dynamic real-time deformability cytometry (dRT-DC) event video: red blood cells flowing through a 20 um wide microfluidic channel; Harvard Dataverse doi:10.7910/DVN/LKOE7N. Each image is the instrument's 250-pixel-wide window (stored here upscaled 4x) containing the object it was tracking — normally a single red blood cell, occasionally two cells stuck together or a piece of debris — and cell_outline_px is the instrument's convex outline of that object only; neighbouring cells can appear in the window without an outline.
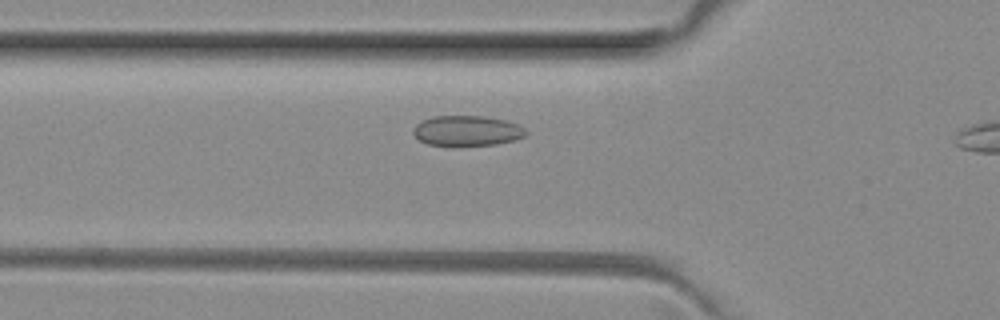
{"species": "common noctule bat (a hibernating species)", "species_latin": "Nyctalus noctula", "temperature_condition": "room temperature", "stored_images_in_passage": 28, "camera_frame_rate_fps": 3000, "um_per_image_px": 0.085, "animal": {"sex": "female", "body_mass_g": 29.2, "forearm_length_mm": 56.3}, "frame": {"image": 1, "passage_image": 4, "time_ms": 1.0, "image_size_px": [1000, 320], "cell_outline_px": [[528, 132], [524, 136], [516, 140], [496, 144], [456, 148], [428, 144], [420, 140], [412, 132], [412, 128], [416, 124], [432, 116], [484, 116], [508, 120], [520, 124]], "centroid_in_image_um": [39.72, 11.14], "position_along_channel_um": 86.1, "area_um2": 20.63}}
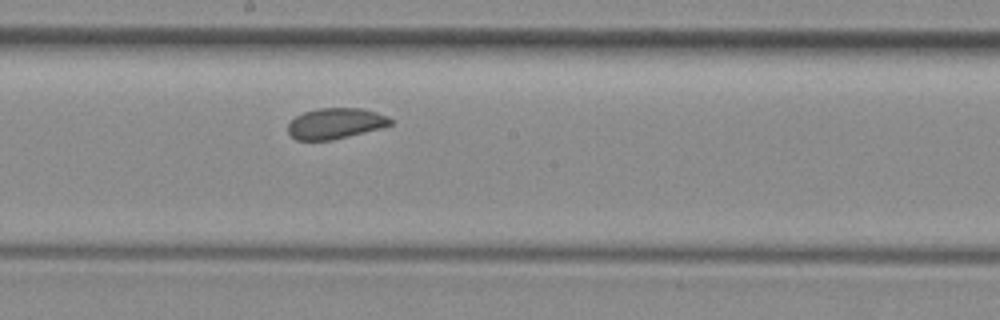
{"frame": {"image": 2, "passage_image": 14, "time_ms": 4.333, "image_size_px": [1000, 320], "cell_outline_px": [[392, 124], [380, 128], [332, 140], [296, 140], [288, 132], [288, 124], [296, 116], [304, 112], [316, 108], [360, 108], [376, 112], [388, 116], [392, 120]], "centroid_in_image_um": [28.5, 10.48], "position_along_channel_um": 219.7, "area_um2": 18.26}}
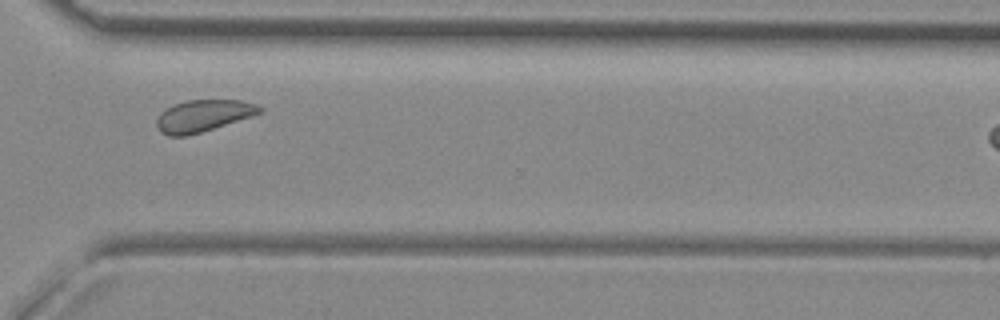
{"frame": {"image": 3, "passage_image": 24, "time_ms": 7.667, "image_size_px": [1000, 320], "cell_outline_px": [[264, 112], [252, 116], [188, 136], [168, 136], [160, 132], [156, 124], [156, 120], [160, 112], [172, 104], [184, 100], [240, 100], [256, 104], [264, 108]], "centroid_in_image_um": [17.25, 9.83], "position_along_channel_um": 353.3, "area_um2": 19.31}}